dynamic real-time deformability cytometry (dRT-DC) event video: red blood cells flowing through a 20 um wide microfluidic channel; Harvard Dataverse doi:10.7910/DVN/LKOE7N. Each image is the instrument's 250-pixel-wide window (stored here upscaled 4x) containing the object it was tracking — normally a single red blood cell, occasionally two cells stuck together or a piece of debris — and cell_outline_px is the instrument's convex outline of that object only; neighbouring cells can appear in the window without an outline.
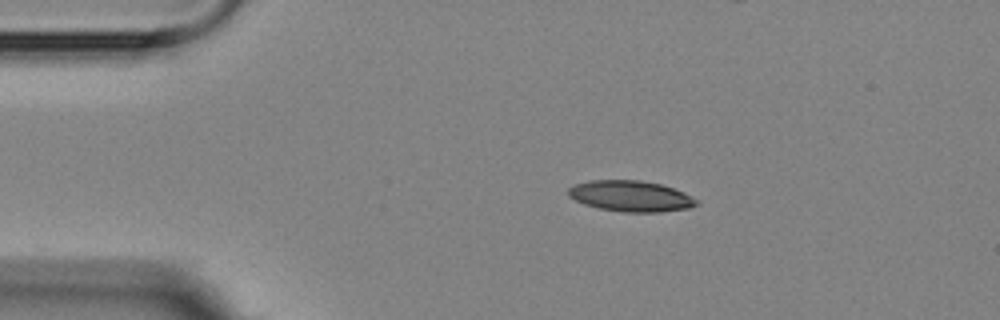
{"species": "Egyptian fruit bat (a non-hibernating species)", "species_latin": "Rousettus aegyptiacus", "temperature_condition": "room temperature", "stored_images_in_passage": 8, "camera_frame_rate_fps": 3000, "um_per_image_px": 0.085, "animal": {"sex": "female"}, "frame": {"image": 1, "passage_image": 3, "time_ms": 2.333, "image_size_px": [1000, 320], "cell_outline_px": [[700, 204], [688, 208], [660, 212], [624, 212], [600, 208], [584, 204], [568, 196], [568, 188], [576, 184], [592, 180], [640, 180], [660, 184], [684, 192], [696, 200]], "centroid_in_image_um": [53.61, 16.67], "position_along_channel_um": 31.4, "area_um2": 22.89}}
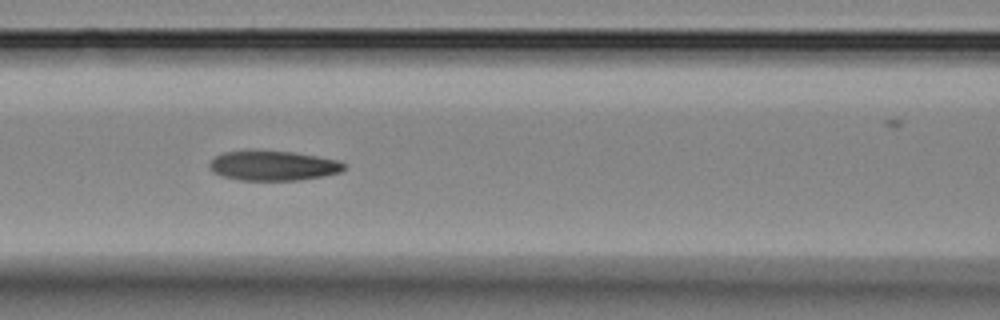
{"frame": {"image": 2, "passage_image": 6, "time_ms": 6.667, "image_size_px": [1000, 320], "cell_outline_px": [[344, 168], [340, 172], [324, 176], [300, 180], [240, 180], [224, 176], [212, 172], [208, 168], [208, 164], [216, 156], [224, 152], [292, 152], [316, 156], [336, 160], [344, 164]], "centroid_in_image_um": [23.21, 14.11], "position_along_channel_um": 143.4, "area_um2": 22.77}}
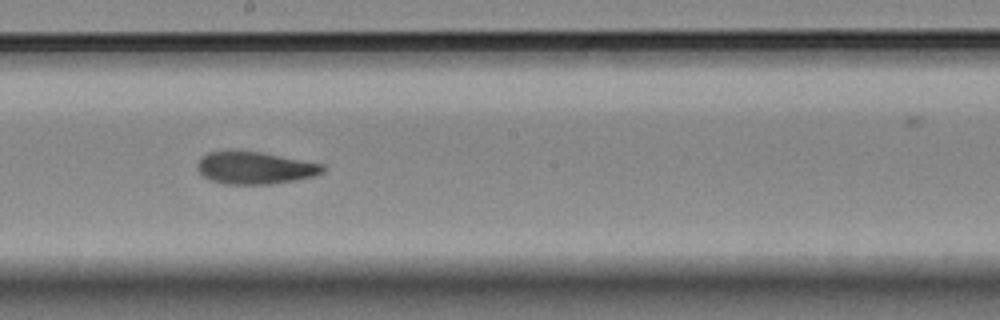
{"frame": {"image": 3, "passage_image": 8, "time_ms": 9.0, "image_size_px": [1000, 320], "cell_outline_px": [[324, 172], [316, 176], [296, 180], [272, 184], [224, 184], [212, 180], [204, 176], [196, 168], [196, 164], [200, 156], [208, 152], [260, 152], [324, 164]], "centroid_in_image_um": [21.68, 14.28], "position_along_channel_um": 226.5, "area_um2": 23.47}}